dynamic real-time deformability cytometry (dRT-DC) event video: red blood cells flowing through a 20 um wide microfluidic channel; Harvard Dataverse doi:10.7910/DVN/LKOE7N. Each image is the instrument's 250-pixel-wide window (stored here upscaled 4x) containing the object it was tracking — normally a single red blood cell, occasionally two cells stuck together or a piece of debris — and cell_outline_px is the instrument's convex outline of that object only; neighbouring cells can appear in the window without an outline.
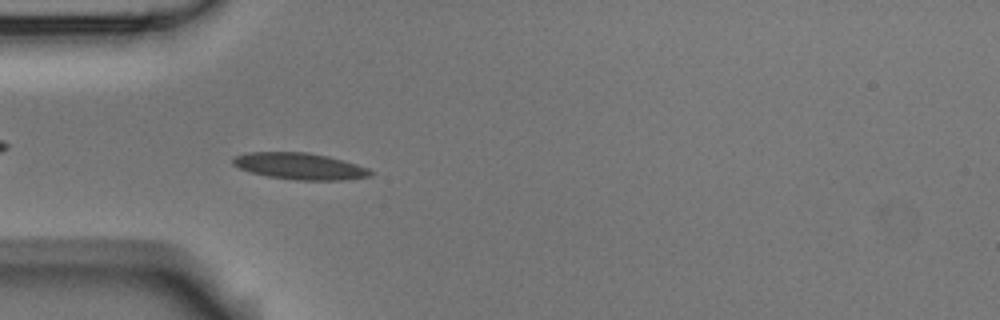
{"species": "Egyptian fruit bat (a non-hibernating species)", "species_latin": "Rousettus aegyptiacus", "temperature_condition": "room temperature", "stored_images_in_passage": 55, "camera_frame_rate_fps": 3000, "um_per_image_px": 0.085, "animal": {"sex": "male"}, "frame": {"image": 1, "passage_image": 16, "time_ms": 5.0, "image_size_px": [1000, 320], "cell_outline_px": [[372, 176], [344, 180], [296, 180], [268, 176], [252, 172], [240, 168], [232, 164], [232, 160], [236, 156], [248, 152], [308, 152], [328, 156], [356, 164], [368, 168], [372, 172]], "centroid_in_image_um": [25.5, 14.12], "position_along_channel_um": 59.5, "area_um2": 21.15}}
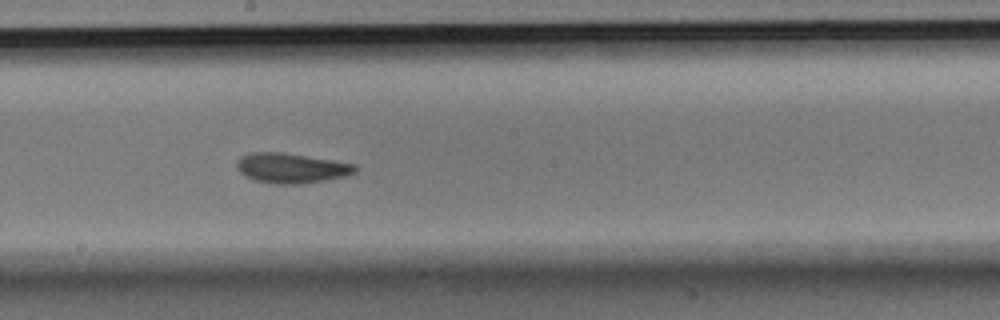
{"frame": {"image": 2, "passage_image": 30, "time_ms": 9.667, "image_size_px": [1000, 320], "cell_outline_px": [[356, 172], [344, 176], [324, 180], [300, 184], [276, 184], [252, 180], [244, 176], [240, 172], [236, 164], [240, 156], [252, 152], [280, 152], [332, 160], [356, 164]], "centroid_in_image_um": [24.72, 14.29], "position_along_channel_um": 223.5, "area_um2": 20.58}}
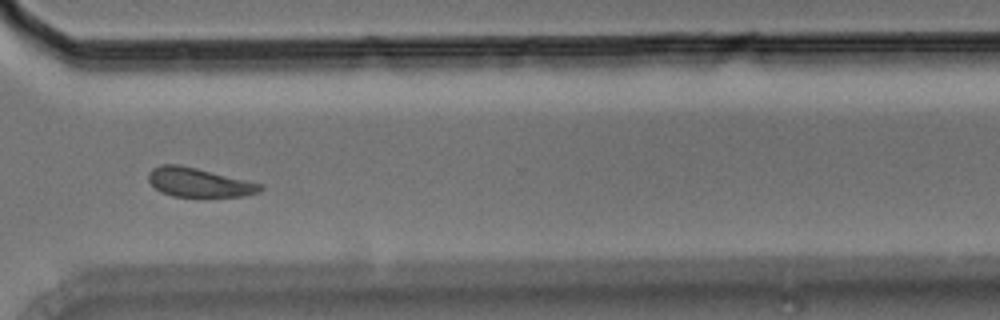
{"frame": {"image": 3, "passage_image": 41, "time_ms": 13.333, "image_size_px": [1000, 320], "cell_outline_px": [[264, 188], [260, 192], [244, 196], [172, 196], [160, 192], [148, 180], [148, 172], [152, 168], [160, 164], [180, 164], [264, 184]], "centroid_in_image_um": [16.91, 15.49], "position_along_channel_um": 353.7, "area_um2": 19.02}, "authors_computed_cell_mechanics": {"area_um2": 19.7098, "velocity_mm_per_s": 3.5576, "shape_relaxation_time_tau1_ms": 3.7659, "shape_relaxation_time_tau2_ms": 3.0544, "deformation_change_tau1": 0.1168, "deformation_change_tau2": 0.0665}}